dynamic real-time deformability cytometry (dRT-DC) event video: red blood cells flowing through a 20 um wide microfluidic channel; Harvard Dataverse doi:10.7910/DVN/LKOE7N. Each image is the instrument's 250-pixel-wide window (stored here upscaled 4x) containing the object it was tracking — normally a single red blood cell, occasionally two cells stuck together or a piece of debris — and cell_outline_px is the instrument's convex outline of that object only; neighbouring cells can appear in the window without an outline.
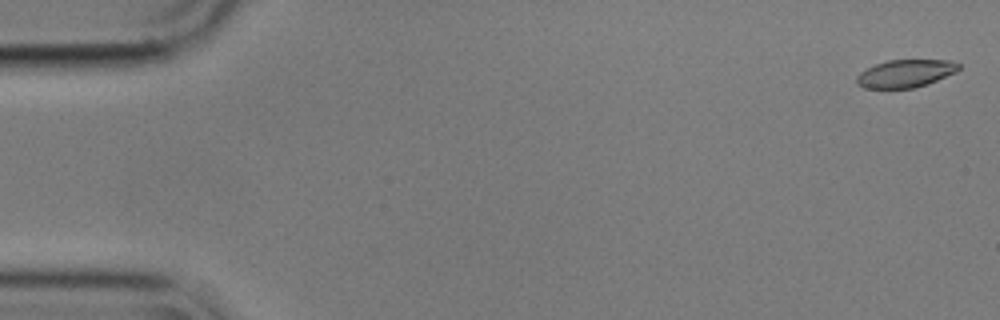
{"species": "common noctule bat (a hibernating species)", "species_latin": "Nyctalus noctula", "temperature_condition": "cold", "stored_images_in_passage": 57, "camera_frame_rate_fps": 3000, "um_per_image_px": 0.085, "animal": {"sex": "male", "body_mass_g": 17.9}, "frame": {"image": 1, "passage_image": 2, "time_ms": 0.333, "image_size_px": [1000, 320], "cell_outline_px": [[960, 68], [956, 72], [916, 88], [864, 88], [856, 84], [856, 76], [860, 72], [876, 64], [888, 60], [948, 60], [960, 64]], "centroid_in_image_um": [76.94, 6.25], "position_along_channel_um": 8.1, "area_um2": 16.42}}
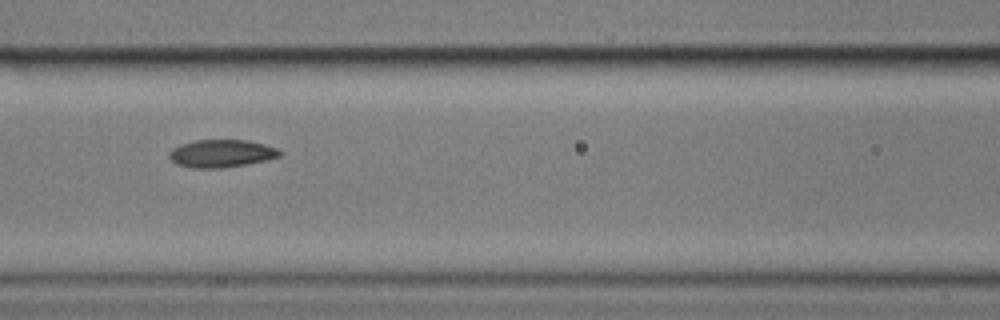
{"frame": {"image": 2, "passage_image": 25, "time_ms": 8.0, "image_size_px": [1000, 320], "cell_outline_px": [[284, 152], [280, 156], [268, 160], [248, 164], [220, 168], [192, 168], [176, 164], [168, 156], [168, 152], [172, 148], [180, 144], [196, 140], [248, 140], [280, 148]], "centroid_in_image_um": [18.85, 13.04], "position_along_channel_um": 147.7, "area_um2": 18.15}}
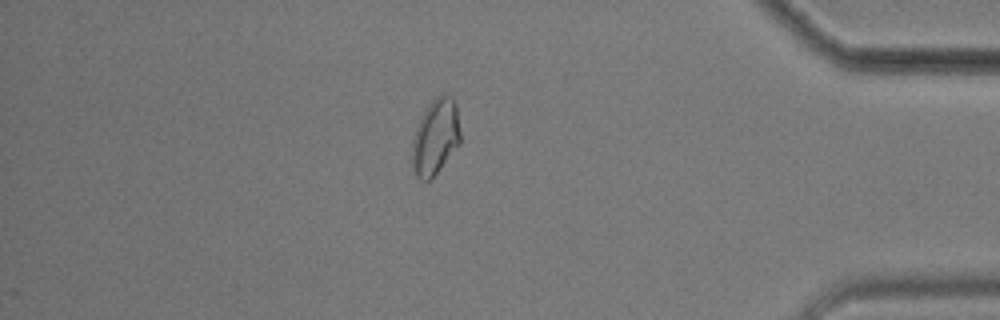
{"frame": {"image": 3, "passage_image": 49, "time_ms": 16.0, "image_size_px": [1000, 320], "cell_outline_px": [[460, 144], [432, 180], [420, 180], [416, 176], [412, 164], [412, 140], [416, 128], [428, 104], [440, 92], [444, 92], [452, 96], [456, 104], [460, 132]], "centroid_in_image_um": [37.03, 11.64], "position_along_channel_um": 398.2, "area_um2": 21.62}, "authors_computed_cell_mechanics": {"area_um2": 18.0336, "velocity_mm_per_s": 3.5648, "shape_relaxation_time_tau1_ms": 3.6379, "shape_relaxation_time_tau2_ms": 4.9999, "deformation_change_tau1": 0.1223, "deformation_change_tau2": 0.09}}